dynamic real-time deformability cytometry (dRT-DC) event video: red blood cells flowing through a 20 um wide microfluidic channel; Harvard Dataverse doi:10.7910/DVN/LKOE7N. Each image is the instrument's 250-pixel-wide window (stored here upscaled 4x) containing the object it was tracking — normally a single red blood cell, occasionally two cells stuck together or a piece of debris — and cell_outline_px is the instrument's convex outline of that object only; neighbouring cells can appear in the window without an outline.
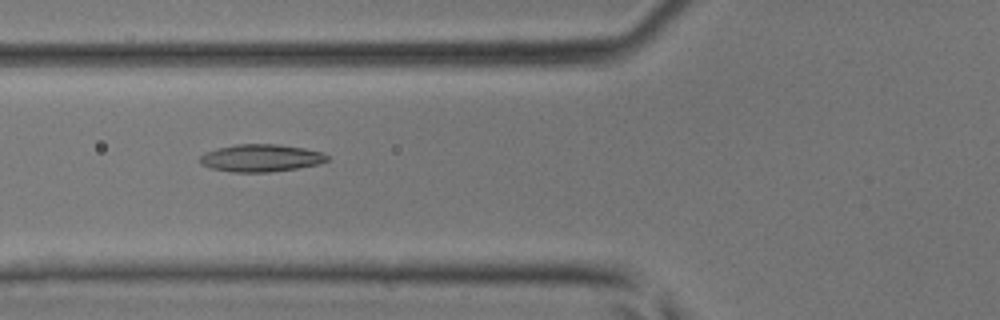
{"species": "common noctule bat (a hibernating species)", "species_latin": "Nyctalus noctula", "temperature_condition": "room temperature", "stored_images_in_passage": 42, "camera_frame_rate_fps": 3000, "um_per_image_px": 0.085, "animal": {"sex": "male", "body_mass_g": 17.9, "forearm_length_mm": 54.2}, "frame": {"image": 1, "passage_image": 14, "time_ms": 4.333, "image_size_px": [1000, 320], "cell_outline_px": [[328, 160], [316, 164], [296, 168], [268, 172], [232, 172], [212, 168], [200, 164], [200, 156], [204, 152], [216, 148], [236, 144], [276, 144], [304, 148], [320, 152], [328, 156]], "centroid_in_image_um": [22.12, 13.42], "position_along_channel_um": 103.7, "area_um2": 20.17}}
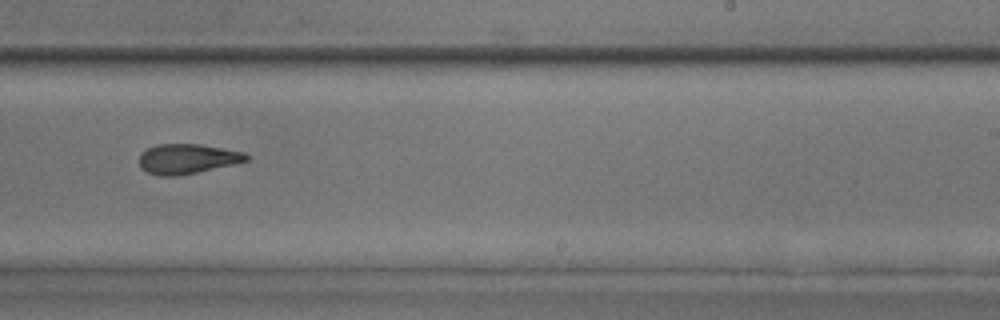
{"frame": {"image": 2, "passage_image": 25, "time_ms": 8.0, "image_size_px": [1000, 320], "cell_outline_px": [[252, 156], [248, 160], [232, 164], [196, 172], [176, 176], [160, 176], [148, 172], [140, 168], [140, 152], [156, 144], [200, 144], [244, 152]], "centroid_in_image_um": [15.9, 13.49], "position_along_channel_um": 273.1, "area_um2": 18.55}}
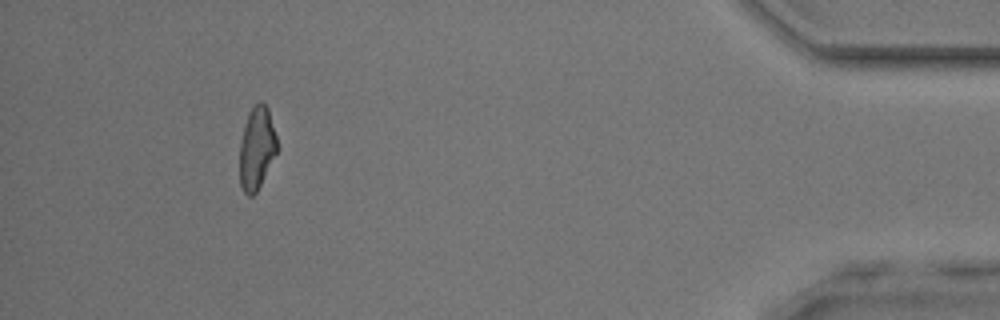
{"frame": {"image": 3, "passage_image": 38, "time_ms": 12.333, "image_size_px": [1000, 320], "cell_outline_px": [[280, 148], [256, 192], [252, 196], [248, 196], [244, 192], [240, 184], [240, 140], [244, 124], [248, 112], [260, 100], [268, 108]], "centroid_in_image_um": [21.84, 12.58], "position_along_channel_um": 413.4, "area_um2": 18.26}}